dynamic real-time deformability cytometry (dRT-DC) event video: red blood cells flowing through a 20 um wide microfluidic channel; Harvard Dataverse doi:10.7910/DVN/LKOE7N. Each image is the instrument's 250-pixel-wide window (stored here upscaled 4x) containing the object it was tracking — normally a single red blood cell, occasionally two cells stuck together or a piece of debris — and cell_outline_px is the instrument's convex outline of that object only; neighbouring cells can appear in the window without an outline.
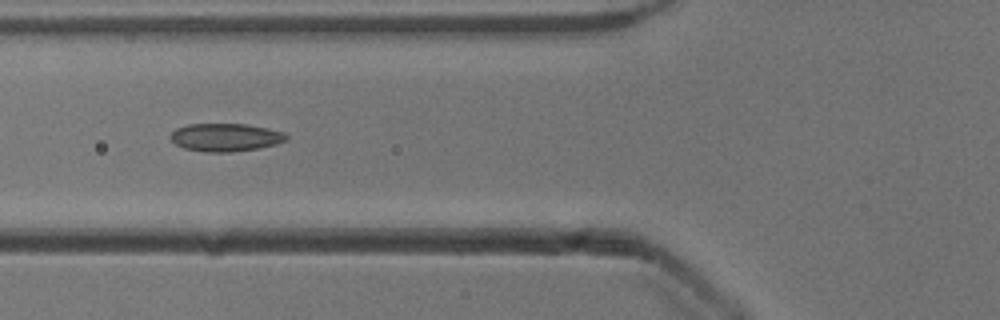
{"species": "common noctule bat (a hibernating species)", "species_latin": "Nyctalus noctula", "temperature_condition": "cold", "stored_images_in_passage": 16, "camera_frame_rate_fps": 3000, "um_per_image_px": 0.085, "animal": {"sex": "male", "body_mass_g": 13.3}, "frame": {"image": 1, "passage_image": 5, "time_ms": 1.333, "image_size_px": [1000, 320], "cell_outline_px": [[288, 140], [276, 144], [260, 148], [232, 152], [204, 152], [184, 148], [176, 144], [168, 136], [176, 128], [188, 124], [248, 124], [268, 128], [284, 132], [288, 136]], "centroid_in_image_um": [19.18, 11.67], "position_along_channel_um": 106.6, "area_um2": 19.07}}
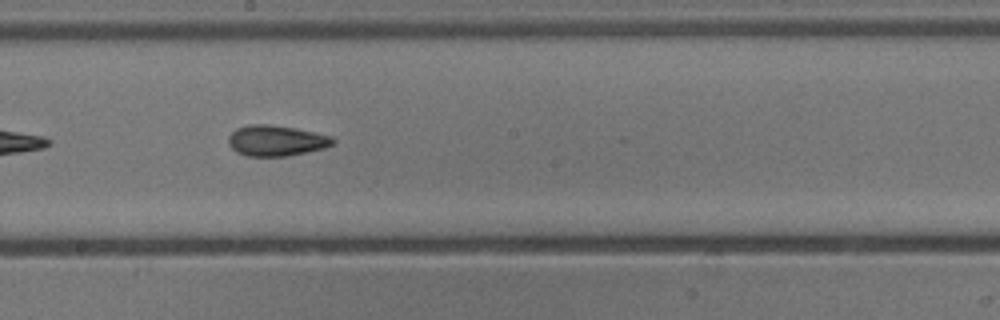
{"frame": {"image": 2, "passage_image": 14, "time_ms": 4.333, "image_size_px": [1000, 320], "cell_outline_px": [[336, 140], [332, 144], [324, 148], [288, 156], [248, 156], [236, 152], [228, 144], [228, 136], [236, 128], [248, 124], [268, 124], [296, 128], [332, 136]], "centroid_in_image_um": [23.46, 11.95], "position_along_channel_um": 224.7, "area_um2": 18.79}}